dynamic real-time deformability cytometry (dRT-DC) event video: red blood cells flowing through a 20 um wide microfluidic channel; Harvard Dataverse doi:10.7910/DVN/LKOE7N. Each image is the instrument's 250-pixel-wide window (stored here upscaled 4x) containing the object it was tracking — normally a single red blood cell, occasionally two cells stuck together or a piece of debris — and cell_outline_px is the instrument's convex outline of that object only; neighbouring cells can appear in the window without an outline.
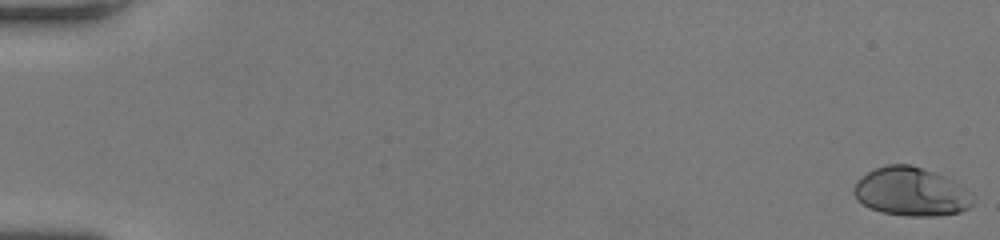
{"species": "human", "species_latin": "Homo sapiens", "temperature_condition": "room temperature", "stored_images_in_passage": 53, "camera_frame_rate_fps": 3000, "um_per_image_px": 0.085, "donor": {"sex": "female"}, "frame": {"image": 1, "passage_image": 1, "time_ms": 0.0, "image_size_px": [1000, 240], "cell_outline_px": [[976, 200], [968, 208], [960, 212], [936, 216], [904, 216], [880, 212], [868, 208], [856, 200], [852, 192], [852, 188], [856, 180], [868, 172], [876, 168], [888, 164], [912, 164], [944, 176], [960, 184], [972, 192]], "centroid_in_image_um": [77.43, 16.31], "position_along_channel_um": 7.6, "area_um2": 34.33}}
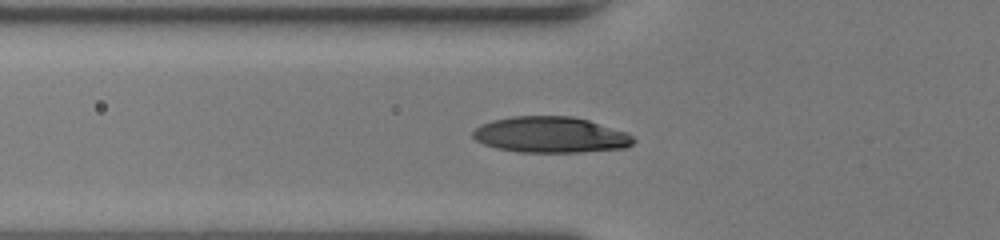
{"frame": {"image": 2, "passage_image": 21, "time_ms": 6.667, "image_size_px": [1000, 240], "cell_outline_px": [[636, 140], [628, 148], [580, 152], [520, 152], [496, 148], [484, 144], [476, 140], [472, 136], [472, 132], [480, 124], [492, 120], [512, 116], [572, 116], [588, 120], [628, 132]], "centroid_in_image_um": [46.82, 11.46], "position_along_channel_um": 79.0, "area_um2": 33.87}}
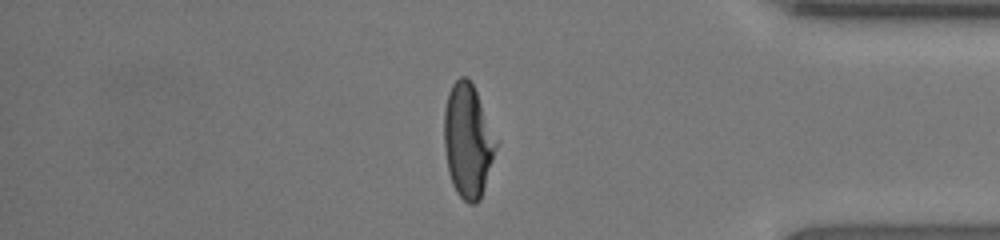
{"frame": {"image": 3, "passage_image": 46, "time_ms": 15.0, "image_size_px": [1000, 240], "cell_outline_px": [[500, 140], [480, 200], [476, 204], [468, 204], [456, 192], [452, 184], [448, 172], [444, 148], [444, 108], [448, 92], [452, 84], [460, 76], [464, 76], [472, 84]], "centroid_in_image_um": [39.79, 11.98], "position_along_channel_um": 395.4, "area_um2": 35.03}}